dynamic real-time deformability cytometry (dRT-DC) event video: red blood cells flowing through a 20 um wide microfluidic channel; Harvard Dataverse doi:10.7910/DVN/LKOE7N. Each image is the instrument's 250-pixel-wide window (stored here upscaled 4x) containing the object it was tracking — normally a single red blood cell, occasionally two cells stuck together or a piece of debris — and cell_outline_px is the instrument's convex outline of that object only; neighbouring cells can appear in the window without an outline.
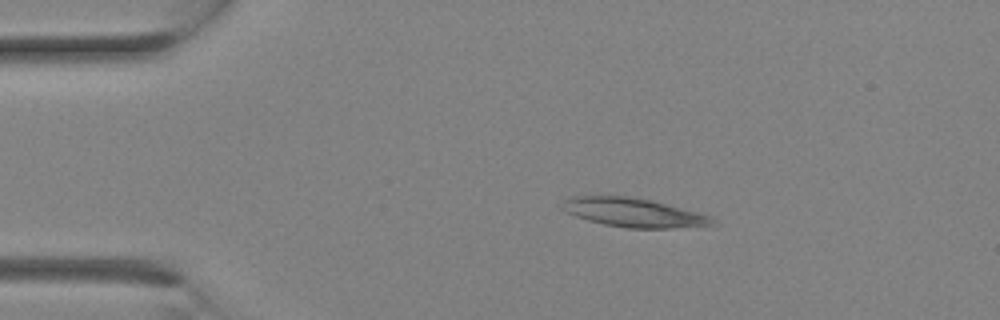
{"species": "Egyptian fruit bat (a non-hibernating species)", "species_latin": "Rousettus aegyptiacus", "temperature_condition": "room temperature", "stored_images_in_passage": 15, "camera_frame_rate_fps": 3000, "um_per_image_px": 0.085, "animal": {"sex": "female"}, "frame": {"image": 1, "passage_image": 4, "time_ms": 1.0, "image_size_px": [1000, 320], "cell_outline_px": [[716, 224], [672, 228], [628, 228], [604, 224], [588, 220], [564, 212], [560, 208], [564, 200], [568, 196], [628, 196], [652, 200], [712, 216]], "centroid_in_image_um": [53.8, 18.06], "position_along_channel_um": 31.2, "area_um2": 25.26}}
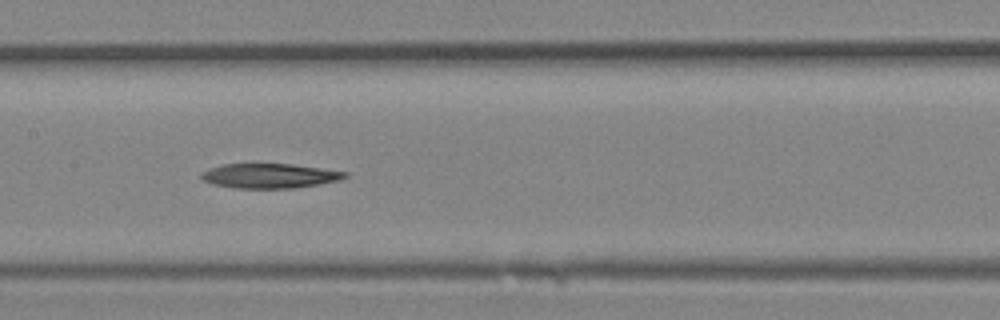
{"frame": {"image": 2, "passage_image": 12, "time_ms": 3.667, "image_size_px": [1000, 320], "cell_outline_px": [[348, 176], [340, 180], [320, 184], [296, 188], [236, 188], [212, 184], [200, 180], [200, 172], [208, 168], [220, 164], [292, 164], [348, 172]], "centroid_in_image_um": [22.87, 14.94], "position_along_channel_um": 184.5, "area_um2": 20.87}}
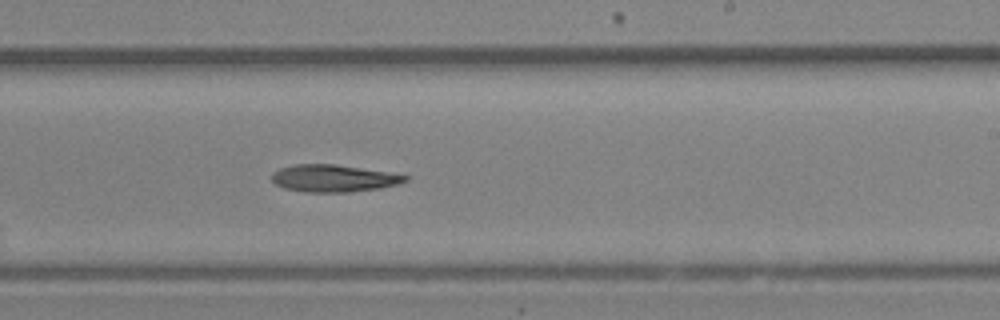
{"frame": {"image": 3, "passage_image": 15, "time_ms": 4.667, "image_size_px": [1000, 320], "cell_outline_px": [[408, 180], [400, 184], [380, 188], [348, 192], [304, 192], [284, 188], [276, 184], [272, 180], [272, 172], [280, 168], [292, 164], [336, 164], [388, 172], [408, 176]], "centroid_in_image_um": [28.34, 15.15], "position_along_channel_um": 260.7, "area_um2": 21.21}}